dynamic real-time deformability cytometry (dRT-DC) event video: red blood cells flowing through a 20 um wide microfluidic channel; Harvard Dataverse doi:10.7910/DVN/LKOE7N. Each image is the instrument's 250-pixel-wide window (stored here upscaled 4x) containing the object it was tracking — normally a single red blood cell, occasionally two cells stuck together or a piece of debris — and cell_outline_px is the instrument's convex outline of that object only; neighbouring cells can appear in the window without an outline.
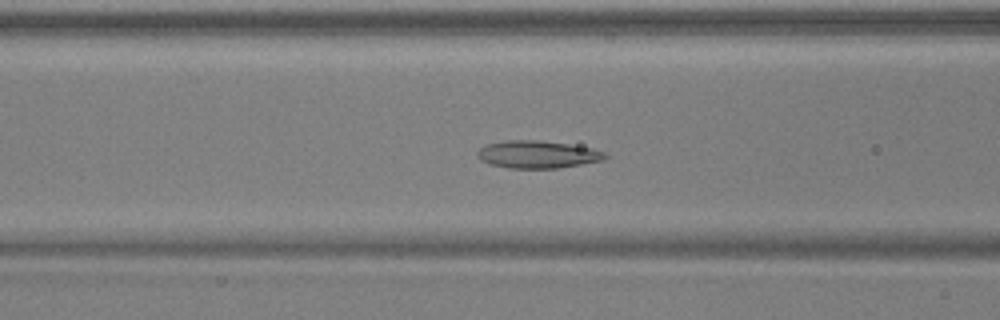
{"species": "common noctule bat (a hibernating species)", "species_latin": "Nyctalus noctula", "temperature_condition": "warm", "stored_images_in_passage": 53, "camera_frame_rate_fps": 3000, "um_per_image_px": 0.085, "animal": {"sex": "male", "body_mass_g": 17.9, "forearm_length_mm": 54.2}, "frame": {"image": 1, "passage_image": 22, "time_ms": 7.0, "image_size_px": [1000, 320], "cell_outline_px": [[608, 156], [604, 160], [556, 168], [508, 168], [492, 164], [480, 160], [476, 156], [476, 152], [480, 148], [488, 144], [508, 140], [540, 140], [568, 144], [592, 148], [604, 152]], "centroid_in_image_um": [45.68, 13.12], "position_along_channel_um": 120.9, "area_um2": 20.35}}
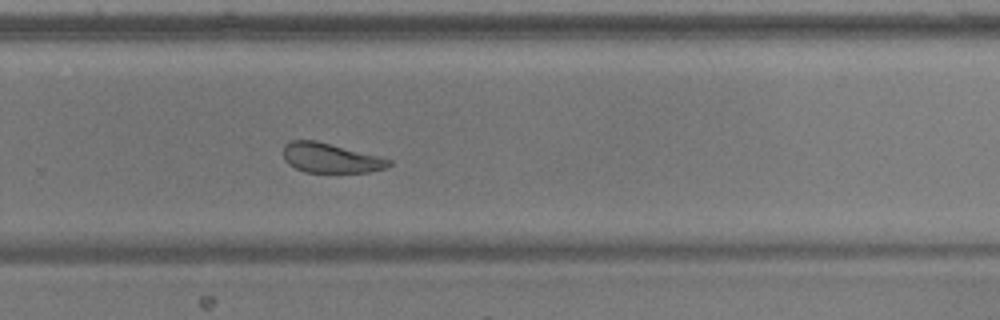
{"frame": {"image": 2, "passage_image": 36, "time_ms": 11.667, "image_size_px": [1000, 320], "cell_outline_px": [[392, 164], [384, 168], [368, 172], [304, 172], [288, 164], [284, 160], [284, 144], [292, 140], [316, 140], [380, 156], [392, 160]], "centroid_in_image_um": [28.09, 13.42], "position_along_channel_um": 301.7, "area_um2": 18.26}}
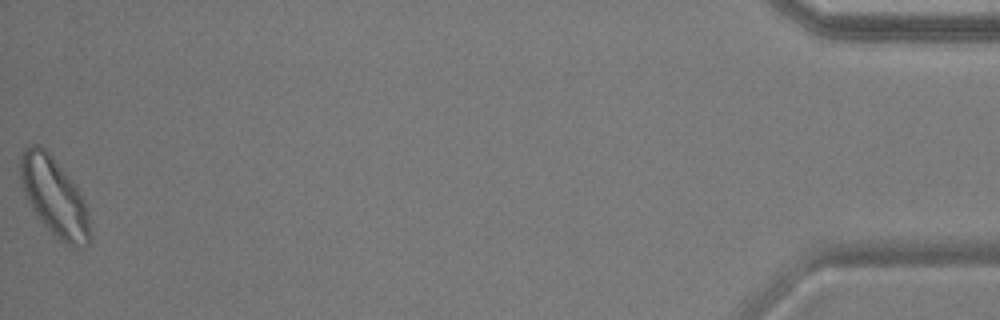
{"frame": {"image": 3, "passage_image": 53, "time_ms": 17.333, "image_size_px": [1000, 320], "cell_outline_px": [[92, 240], [84, 248], [76, 248], [60, 240], [36, 216], [24, 192], [20, 180], [20, 152], [24, 148], [32, 144], [40, 144], [52, 156], [76, 184], [84, 200], [88, 216], [92, 236]], "centroid_in_image_um": [4.63, 16.72], "position_along_channel_um": 430.6, "area_um2": 32.02}, "authors_computed_cell_mechanics": {"area_um2": 21.7906, "velocity_mm_per_s": 3.8765, "shape_relaxation_time_tau1_ms": 5.107, "shape_relaxation_time_tau2_ms": 1.9187, "deformation_change_tau1": 0.1187, "deformation_change_tau2": 0.0821}}